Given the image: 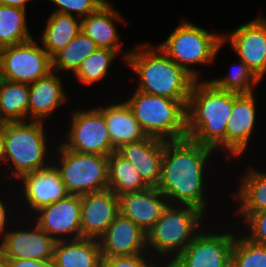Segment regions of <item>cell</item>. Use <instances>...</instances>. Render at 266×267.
<instances>
[{
  "instance_id": "18",
  "label": "cell",
  "mask_w": 266,
  "mask_h": 267,
  "mask_svg": "<svg viewBox=\"0 0 266 267\" xmlns=\"http://www.w3.org/2000/svg\"><path fill=\"white\" fill-rule=\"evenodd\" d=\"M255 101L254 93L234 92L233 107L226 127V153L229 152L226 156L242 157L247 151L258 116Z\"/></svg>"
},
{
  "instance_id": "41",
  "label": "cell",
  "mask_w": 266,
  "mask_h": 267,
  "mask_svg": "<svg viewBox=\"0 0 266 267\" xmlns=\"http://www.w3.org/2000/svg\"><path fill=\"white\" fill-rule=\"evenodd\" d=\"M0 163L3 165L4 164V156H3V143L1 139V131H0ZM0 164V166H1Z\"/></svg>"
},
{
  "instance_id": "5",
  "label": "cell",
  "mask_w": 266,
  "mask_h": 267,
  "mask_svg": "<svg viewBox=\"0 0 266 267\" xmlns=\"http://www.w3.org/2000/svg\"><path fill=\"white\" fill-rule=\"evenodd\" d=\"M204 214L199 208L190 205L168 204L147 233L148 251L156 253L153 257H162L164 262L161 265L166 267L202 231L200 229L204 227L201 228L200 225L205 220Z\"/></svg>"
},
{
  "instance_id": "33",
  "label": "cell",
  "mask_w": 266,
  "mask_h": 267,
  "mask_svg": "<svg viewBox=\"0 0 266 267\" xmlns=\"http://www.w3.org/2000/svg\"><path fill=\"white\" fill-rule=\"evenodd\" d=\"M237 235L231 251V267H266V246Z\"/></svg>"
},
{
  "instance_id": "24",
  "label": "cell",
  "mask_w": 266,
  "mask_h": 267,
  "mask_svg": "<svg viewBox=\"0 0 266 267\" xmlns=\"http://www.w3.org/2000/svg\"><path fill=\"white\" fill-rule=\"evenodd\" d=\"M101 248L98 239L80 238L56 241L54 267H101Z\"/></svg>"
},
{
  "instance_id": "1",
  "label": "cell",
  "mask_w": 266,
  "mask_h": 267,
  "mask_svg": "<svg viewBox=\"0 0 266 267\" xmlns=\"http://www.w3.org/2000/svg\"><path fill=\"white\" fill-rule=\"evenodd\" d=\"M214 151L188 137L165 142L157 189L170 205H190L207 214L205 169Z\"/></svg>"
},
{
  "instance_id": "35",
  "label": "cell",
  "mask_w": 266,
  "mask_h": 267,
  "mask_svg": "<svg viewBox=\"0 0 266 267\" xmlns=\"http://www.w3.org/2000/svg\"><path fill=\"white\" fill-rule=\"evenodd\" d=\"M243 220L245 228H249L246 237L253 243L266 246V211L255 213H239Z\"/></svg>"
},
{
  "instance_id": "13",
  "label": "cell",
  "mask_w": 266,
  "mask_h": 267,
  "mask_svg": "<svg viewBox=\"0 0 266 267\" xmlns=\"http://www.w3.org/2000/svg\"><path fill=\"white\" fill-rule=\"evenodd\" d=\"M31 219L55 241L80 239V195H68L62 200L45 206Z\"/></svg>"
},
{
  "instance_id": "17",
  "label": "cell",
  "mask_w": 266,
  "mask_h": 267,
  "mask_svg": "<svg viewBox=\"0 0 266 267\" xmlns=\"http://www.w3.org/2000/svg\"><path fill=\"white\" fill-rule=\"evenodd\" d=\"M99 243L102 258L148 253L147 234L121 214L108 226Z\"/></svg>"
},
{
  "instance_id": "23",
  "label": "cell",
  "mask_w": 266,
  "mask_h": 267,
  "mask_svg": "<svg viewBox=\"0 0 266 267\" xmlns=\"http://www.w3.org/2000/svg\"><path fill=\"white\" fill-rule=\"evenodd\" d=\"M117 20L126 22L122 15L106 2L96 12L82 18L81 31L90 37L98 48H107L119 53L122 43H119V34L114 23L118 22Z\"/></svg>"
},
{
  "instance_id": "21",
  "label": "cell",
  "mask_w": 266,
  "mask_h": 267,
  "mask_svg": "<svg viewBox=\"0 0 266 267\" xmlns=\"http://www.w3.org/2000/svg\"><path fill=\"white\" fill-rule=\"evenodd\" d=\"M28 120L45 122L54 110L67 101L62 79L52 71L29 84Z\"/></svg>"
},
{
  "instance_id": "3",
  "label": "cell",
  "mask_w": 266,
  "mask_h": 267,
  "mask_svg": "<svg viewBox=\"0 0 266 267\" xmlns=\"http://www.w3.org/2000/svg\"><path fill=\"white\" fill-rule=\"evenodd\" d=\"M123 61L140 78L135 90L177 101L189 100L195 79L158 46L138 44L134 49L125 51Z\"/></svg>"
},
{
  "instance_id": "32",
  "label": "cell",
  "mask_w": 266,
  "mask_h": 267,
  "mask_svg": "<svg viewBox=\"0 0 266 267\" xmlns=\"http://www.w3.org/2000/svg\"><path fill=\"white\" fill-rule=\"evenodd\" d=\"M227 76L209 79L208 81L216 88L235 92L238 94L253 93L261 80L242 60L239 59L236 69Z\"/></svg>"
},
{
  "instance_id": "40",
  "label": "cell",
  "mask_w": 266,
  "mask_h": 267,
  "mask_svg": "<svg viewBox=\"0 0 266 267\" xmlns=\"http://www.w3.org/2000/svg\"><path fill=\"white\" fill-rule=\"evenodd\" d=\"M0 267H9L8 258L5 256L4 252L0 249Z\"/></svg>"
},
{
  "instance_id": "34",
  "label": "cell",
  "mask_w": 266,
  "mask_h": 267,
  "mask_svg": "<svg viewBox=\"0 0 266 267\" xmlns=\"http://www.w3.org/2000/svg\"><path fill=\"white\" fill-rule=\"evenodd\" d=\"M56 5L53 12L84 18L96 12L106 2L104 0H49Z\"/></svg>"
},
{
  "instance_id": "31",
  "label": "cell",
  "mask_w": 266,
  "mask_h": 267,
  "mask_svg": "<svg viewBox=\"0 0 266 267\" xmlns=\"http://www.w3.org/2000/svg\"><path fill=\"white\" fill-rule=\"evenodd\" d=\"M119 53L107 48H97L84 59L74 72L76 79L84 85H90L104 79L109 73L111 64Z\"/></svg>"
},
{
  "instance_id": "7",
  "label": "cell",
  "mask_w": 266,
  "mask_h": 267,
  "mask_svg": "<svg viewBox=\"0 0 266 267\" xmlns=\"http://www.w3.org/2000/svg\"><path fill=\"white\" fill-rule=\"evenodd\" d=\"M223 45V33H211L186 19L178 24L165 41L160 45L157 44L171 60L195 80H200L201 77L199 70L194 67L195 64H212Z\"/></svg>"
},
{
  "instance_id": "8",
  "label": "cell",
  "mask_w": 266,
  "mask_h": 267,
  "mask_svg": "<svg viewBox=\"0 0 266 267\" xmlns=\"http://www.w3.org/2000/svg\"><path fill=\"white\" fill-rule=\"evenodd\" d=\"M54 150L58 153L55 158H60L52 162L60 171L69 195L81 196L108 189V156L74 152L60 142Z\"/></svg>"
},
{
  "instance_id": "16",
  "label": "cell",
  "mask_w": 266,
  "mask_h": 267,
  "mask_svg": "<svg viewBox=\"0 0 266 267\" xmlns=\"http://www.w3.org/2000/svg\"><path fill=\"white\" fill-rule=\"evenodd\" d=\"M81 198V238L98 239L120 214L119 197L105 189L80 196Z\"/></svg>"
},
{
  "instance_id": "12",
  "label": "cell",
  "mask_w": 266,
  "mask_h": 267,
  "mask_svg": "<svg viewBox=\"0 0 266 267\" xmlns=\"http://www.w3.org/2000/svg\"><path fill=\"white\" fill-rule=\"evenodd\" d=\"M229 41L234 52L262 81L266 74V18L258 17L229 33H223V43Z\"/></svg>"
},
{
  "instance_id": "14",
  "label": "cell",
  "mask_w": 266,
  "mask_h": 267,
  "mask_svg": "<svg viewBox=\"0 0 266 267\" xmlns=\"http://www.w3.org/2000/svg\"><path fill=\"white\" fill-rule=\"evenodd\" d=\"M33 224H32V223ZM29 221L25 229H9L0 239V249L8 259H34L53 261L56 241L43 231L36 222ZM22 228V229H21Z\"/></svg>"
},
{
  "instance_id": "2",
  "label": "cell",
  "mask_w": 266,
  "mask_h": 267,
  "mask_svg": "<svg viewBox=\"0 0 266 267\" xmlns=\"http://www.w3.org/2000/svg\"><path fill=\"white\" fill-rule=\"evenodd\" d=\"M233 102L234 92L218 89L208 80H195L186 107L187 137L226 152V127Z\"/></svg>"
},
{
  "instance_id": "20",
  "label": "cell",
  "mask_w": 266,
  "mask_h": 267,
  "mask_svg": "<svg viewBox=\"0 0 266 267\" xmlns=\"http://www.w3.org/2000/svg\"><path fill=\"white\" fill-rule=\"evenodd\" d=\"M118 197L120 214L132 220L146 234L169 204L165 195L152 187Z\"/></svg>"
},
{
  "instance_id": "29",
  "label": "cell",
  "mask_w": 266,
  "mask_h": 267,
  "mask_svg": "<svg viewBox=\"0 0 266 267\" xmlns=\"http://www.w3.org/2000/svg\"><path fill=\"white\" fill-rule=\"evenodd\" d=\"M27 10L0 5V48L18 45L33 37L27 27Z\"/></svg>"
},
{
  "instance_id": "22",
  "label": "cell",
  "mask_w": 266,
  "mask_h": 267,
  "mask_svg": "<svg viewBox=\"0 0 266 267\" xmlns=\"http://www.w3.org/2000/svg\"><path fill=\"white\" fill-rule=\"evenodd\" d=\"M97 108L104 114L115 151L123 145L138 142L147 137L125 100Z\"/></svg>"
},
{
  "instance_id": "36",
  "label": "cell",
  "mask_w": 266,
  "mask_h": 267,
  "mask_svg": "<svg viewBox=\"0 0 266 267\" xmlns=\"http://www.w3.org/2000/svg\"><path fill=\"white\" fill-rule=\"evenodd\" d=\"M147 254L102 258L101 267H160L162 262L158 263L154 258L152 259L151 254ZM148 256H150L149 259Z\"/></svg>"
},
{
  "instance_id": "28",
  "label": "cell",
  "mask_w": 266,
  "mask_h": 267,
  "mask_svg": "<svg viewBox=\"0 0 266 267\" xmlns=\"http://www.w3.org/2000/svg\"><path fill=\"white\" fill-rule=\"evenodd\" d=\"M108 188L117 196L148 188L136 167L116 151L108 156Z\"/></svg>"
},
{
  "instance_id": "30",
  "label": "cell",
  "mask_w": 266,
  "mask_h": 267,
  "mask_svg": "<svg viewBox=\"0 0 266 267\" xmlns=\"http://www.w3.org/2000/svg\"><path fill=\"white\" fill-rule=\"evenodd\" d=\"M97 48L94 41L80 31L72 41L52 57L53 71L74 73L80 63Z\"/></svg>"
},
{
  "instance_id": "39",
  "label": "cell",
  "mask_w": 266,
  "mask_h": 267,
  "mask_svg": "<svg viewBox=\"0 0 266 267\" xmlns=\"http://www.w3.org/2000/svg\"><path fill=\"white\" fill-rule=\"evenodd\" d=\"M32 0H0V5L23 8L27 10V2Z\"/></svg>"
},
{
  "instance_id": "9",
  "label": "cell",
  "mask_w": 266,
  "mask_h": 267,
  "mask_svg": "<svg viewBox=\"0 0 266 267\" xmlns=\"http://www.w3.org/2000/svg\"><path fill=\"white\" fill-rule=\"evenodd\" d=\"M53 71L52 58L36 40L0 48V78L17 82L33 83Z\"/></svg>"
},
{
  "instance_id": "10",
  "label": "cell",
  "mask_w": 266,
  "mask_h": 267,
  "mask_svg": "<svg viewBox=\"0 0 266 267\" xmlns=\"http://www.w3.org/2000/svg\"><path fill=\"white\" fill-rule=\"evenodd\" d=\"M66 140L61 143L74 152L109 156L115 149L108 134L104 114L97 108L77 109L71 114Z\"/></svg>"
},
{
  "instance_id": "19",
  "label": "cell",
  "mask_w": 266,
  "mask_h": 267,
  "mask_svg": "<svg viewBox=\"0 0 266 267\" xmlns=\"http://www.w3.org/2000/svg\"><path fill=\"white\" fill-rule=\"evenodd\" d=\"M165 140L146 138L121 146L116 152L132 163L148 187L157 188L161 177V165Z\"/></svg>"
},
{
  "instance_id": "4",
  "label": "cell",
  "mask_w": 266,
  "mask_h": 267,
  "mask_svg": "<svg viewBox=\"0 0 266 267\" xmlns=\"http://www.w3.org/2000/svg\"><path fill=\"white\" fill-rule=\"evenodd\" d=\"M44 123L32 120L0 123L4 163L9 164L14 179L51 164L47 152L51 143H47Z\"/></svg>"
},
{
  "instance_id": "37",
  "label": "cell",
  "mask_w": 266,
  "mask_h": 267,
  "mask_svg": "<svg viewBox=\"0 0 266 267\" xmlns=\"http://www.w3.org/2000/svg\"><path fill=\"white\" fill-rule=\"evenodd\" d=\"M9 267H54L53 261L34 259H8Z\"/></svg>"
},
{
  "instance_id": "25",
  "label": "cell",
  "mask_w": 266,
  "mask_h": 267,
  "mask_svg": "<svg viewBox=\"0 0 266 267\" xmlns=\"http://www.w3.org/2000/svg\"><path fill=\"white\" fill-rule=\"evenodd\" d=\"M81 22L82 19L74 15L50 14L39 41L51 58L80 33Z\"/></svg>"
},
{
  "instance_id": "26",
  "label": "cell",
  "mask_w": 266,
  "mask_h": 267,
  "mask_svg": "<svg viewBox=\"0 0 266 267\" xmlns=\"http://www.w3.org/2000/svg\"><path fill=\"white\" fill-rule=\"evenodd\" d=\"M240 177V187L234 193L239 213L266 211V172L249 167Z\"/></svg>"
},
{
  "instance_id": "11",
  "label": "cell",
  "mask_w": 266,
  "mask_h": 267,
  "mask_svg": "<svg viewBox=\"0 0 266 267\" xmlns=\"http://www.w3.org/2000/svg\"><path fill=\"white\" fill-rule=\"evenodd\" d=\"M235 237L234 232L214 233L212 230H202L166 267H231Z\"/></svg>"
},
{
  "instance_id": "15",
  "label": "cell",
  "mask_w": 266,
  "mask_h": 267,
  "mask_svg": "<svg viewBox=\"0 0 266 267\" xmlns=\"http://www.w3.org/2000/svg\"><path fill=\"white\" fill-rule=\"evenodd\" d=\"M26 209L34 214L45 206H49L69 195L62 181L61 173L52 162L49 166L23 175L19 182Z\"/></svg>"
},
{
  "instance_id": "27",
  "label": "cell",
  "mask_w": 266,
  "mask_h": 267,
  "mask_svg": "<svg viewBox=\"0 0 266 267\" xmlns=\"http://www.w3.org/2000/svg\"><path fill=\"white\" fill-rule=\"evenodd\" d=\"M29 84L0 78V123L27 121Z\"/></svg>"
},
{
  "instance_id": "38",
  "label": "cell",
  "mask_w": 266,
  "mask_h": 267,
  "mask_svg": "<svg viewBox=\"0 0 266 267\" xmlns=\"http://www.w3.org/2000/svg\"><path fill=\"white\" fill-rule=\"evenodd\" d=\"M3 197L0 199V238L2 239L4 237V234L9 230L8 227L6 226L9 222L7 221L9 218V209L7 210V203H4L2 200ZM3 202V203H2Z\"/></svg>"
},
{
  "instance_id": "6",
  "label": "cell",
  "mask_w": 266,
  "mask_h": 267,
  "mask_svg": "<svg viewBox=\"0 0 266 267\" xmlns=\"http://www.w3.org/2000/svg\"><path fill=\"white\" fill-rule=\"evenodd\" d=\"M130 97L125 102L147 136L165 141L187 138L188 101H177L137 90Z\"/></svg>"
}]
</instances>
